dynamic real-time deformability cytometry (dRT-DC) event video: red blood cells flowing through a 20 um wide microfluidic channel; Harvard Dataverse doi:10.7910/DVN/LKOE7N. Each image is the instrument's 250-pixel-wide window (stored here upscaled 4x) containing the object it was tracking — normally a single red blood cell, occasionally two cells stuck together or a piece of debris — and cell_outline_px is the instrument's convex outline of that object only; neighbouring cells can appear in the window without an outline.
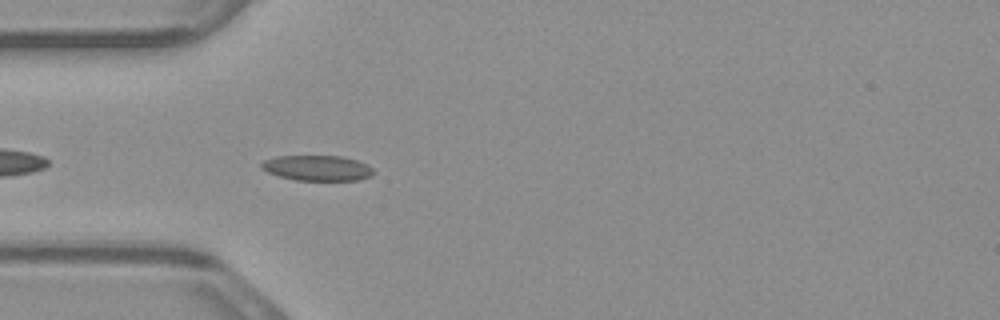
{"species": "common noctule bat (a hibernating species)", "species_latin": "Nyctalus noctula", "temperature_condition": "warm", "stored_images_in_passage": 35, "camera_frame_rate_fps": 3000, "um_per_image_px": 0.085, "animal": {"sex": "male", "body_mass_g": 23.1, "forearm_length_mm": 52.7}, "frame": {"image": 1, "passage_image": 5, "time_ms": 1.333, "image_size_px": [1000, 320], "cell_outline_px": [[372, 176], [356, 180], [296, 180], [280, 176], [268, 172], [260, 168], [260, 164], [264, 160], [276, 156], [344, 156], [368, 164], [372, 168]], "centroid_in_image_um": [26.96, 14.27], "position_along_channel_um": 58.0, "area_um2": 16.53}}
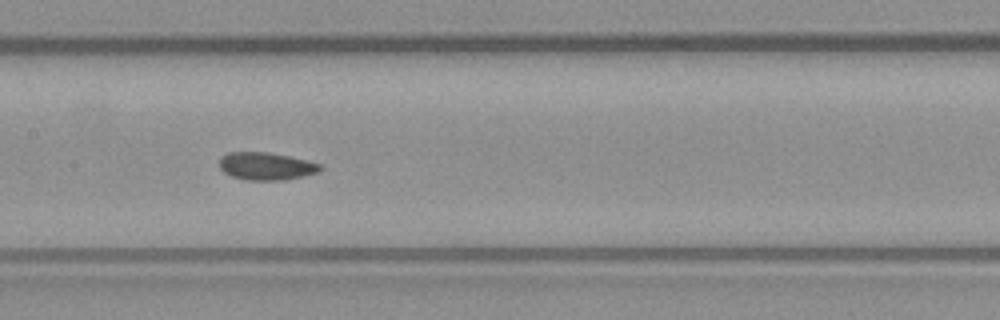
{"frame": {"image": 2, "passage_image": 15, "time_ms": 4.667, "image_size_px": [1000, 320], "cell_outline_px": [[324, 168], [316, 172], [304, 176], [284, 180], [244, 180], [232, 176], [224, 172], [220, 168], [220, 156], [228, 152], [268, 152], [288, 156], [324, 164]], "centroid_in_image_um": [22.64, 14.12], "position_along_channel_um": 184.8, "area_um2": 16.36}}
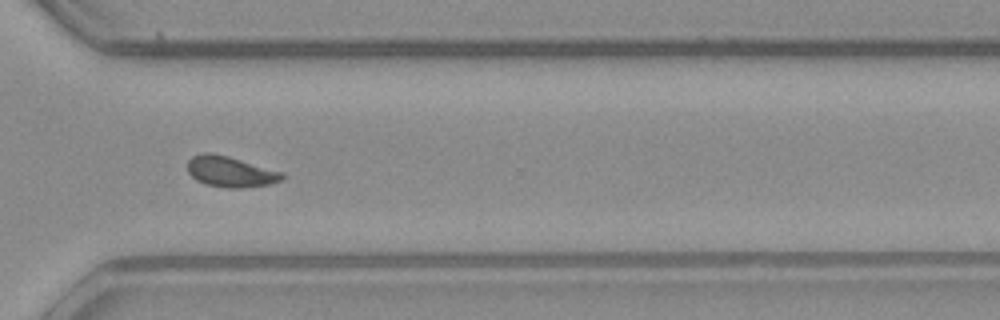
{"frame": {"image": 3, "passage_image": 28, "time_ms": 9.0, "image_size_px": [1000, 320], "cell_outline_px": [[284, 180], [268, 184], [240, 188], [228, 188], [204, 184], [196, 180], [188, 172], [188, 160], [192, 156], [204, 152], [212, 152], [228, 156], [284, 172]], "centroid_in_image_um": [19.59, 14.59], "position_along_channel_um": 351.0, "area_um2": 17.05}, "authors_computed_cell_mechanics": {"area_um2": 16.473, "velocity_mm_per_s": 3.846, "shape_relaxation_time_tau1_ms": null, "shape_relaxation_time_tau2_ms": 2.8042, "deformation_change_tau1": null, "deformation_change_tau2": 0.0609}}